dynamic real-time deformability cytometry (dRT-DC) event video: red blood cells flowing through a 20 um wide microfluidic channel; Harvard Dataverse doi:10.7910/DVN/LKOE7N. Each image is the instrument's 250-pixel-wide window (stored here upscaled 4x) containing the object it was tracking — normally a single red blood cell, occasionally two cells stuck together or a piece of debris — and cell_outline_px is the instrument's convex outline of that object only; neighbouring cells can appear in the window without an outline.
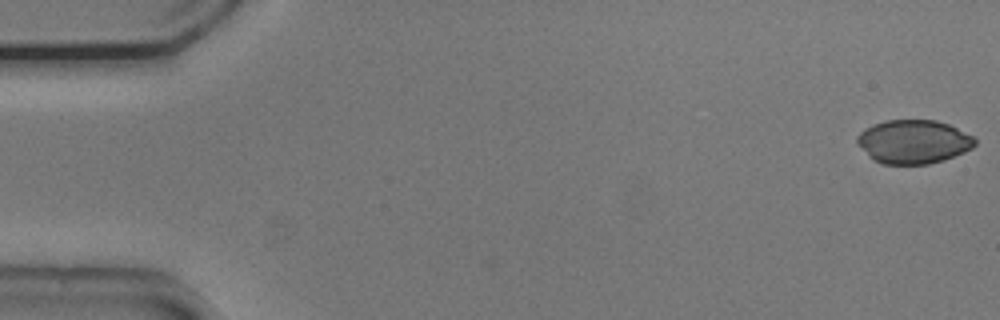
{"species": "common noctule bat (a hibernating species)", "species_latin": "Nyctalus noctula", "temperature_condition": "cold", "stored_images_in_passage": 4, "camera_frame_rate_fps": 3000, "um_per_image_px": 0.085, "animal": {"sex": "male", "body_mass_g": 20.5, "forearm_length_mm": 52.5}, "frame": {"image": 1, "passage_image": 1, "time_ms": 0.0, "image_size_px": [1000, 320], "cell_outline_px": [[976, 144], [972, 148], [964, 152], [944, 160], [928, 164], [884, 164], [868, 156], [856, 140], [856, 136], [864, 128], [872, 124], [884, 120], [936, 120], [948, 124], [972, 136], [976, 140]], "centroid_in_image_um": [77.63, 12.04], "position_along_channel_um": 7.4, "area_um2": 29.94}}